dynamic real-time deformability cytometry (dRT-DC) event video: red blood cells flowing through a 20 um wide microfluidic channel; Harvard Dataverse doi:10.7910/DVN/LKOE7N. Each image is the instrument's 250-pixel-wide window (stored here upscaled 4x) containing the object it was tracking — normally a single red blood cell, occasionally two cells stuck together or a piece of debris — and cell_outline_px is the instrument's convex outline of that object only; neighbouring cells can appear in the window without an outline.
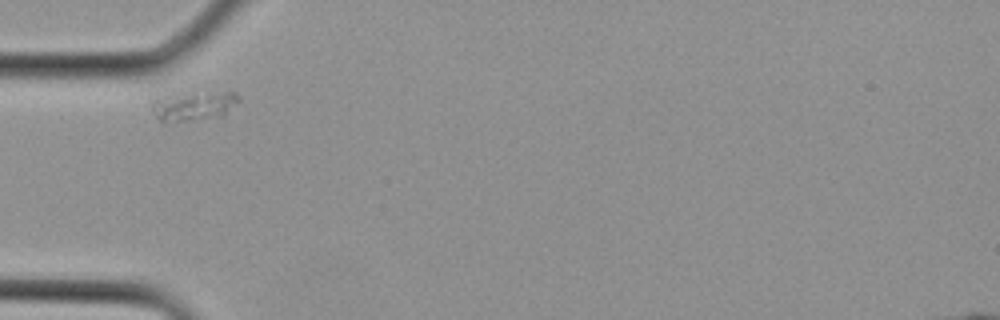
{"species": "Egyptian fruit bat (a non-hibernating species)", "species_latin": "Rousettus aegyptiacus", "temperature_condition": "cold", "stored_images_in_passage": 2, "camera_frame_rate_fps": 3000, "um_per_image_px": 0.085, "animal": {"sex": "female"}, "frame": {"image": 1, "passage_image": 1, "time_ms": 0.0, "image_size_px": [1000, 320], "cell_outline_px": [[240, 100], [224, 116], [164, 124], [156, 116], [152, 108], [152, 100], [188, 96], [228, 92], [236, 92], [240, 96]], "centroid_in_image_um": [16.53, 9.1], "position_along_channel_um": 68.5, "area_um2": 13.99}}
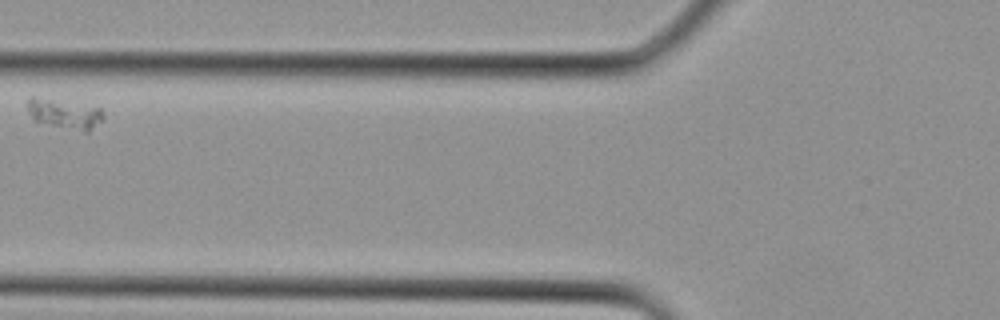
{"frame": {"image": 2, "passage_image": 2, "time_ms": 0.333, "image_size_px": [1000, 320], "cell_outline_px": [[104, 116], [88, 132], [84, 132], [36, 120], [28, 112], [28, 96], [32, 96], [100, 108], [104, 112]], "centroid_in_image_um": [5.49, 9.66], "position_along_channel_um": 120.3, "area_um2": 12.48}}